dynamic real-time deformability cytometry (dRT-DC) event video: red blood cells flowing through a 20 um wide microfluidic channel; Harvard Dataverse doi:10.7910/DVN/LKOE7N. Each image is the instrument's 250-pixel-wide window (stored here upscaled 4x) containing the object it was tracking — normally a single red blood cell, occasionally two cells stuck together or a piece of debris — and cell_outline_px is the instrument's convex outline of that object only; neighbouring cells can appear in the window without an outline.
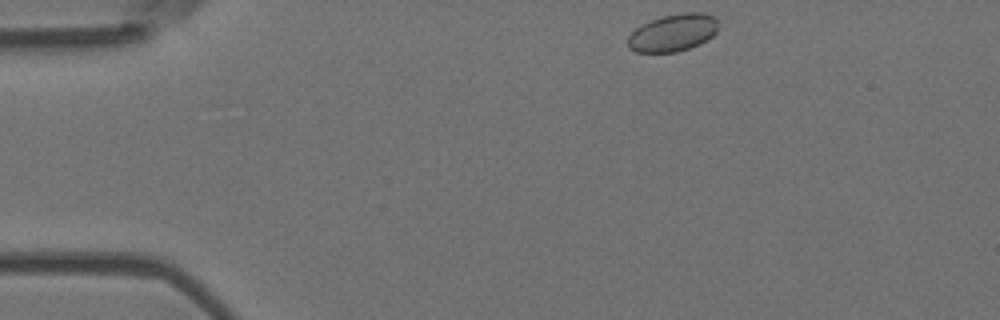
{"species": "Egyptian fruit bat (a non-hibernating species)", "species_latin": "Rousettus aegyptiacus", "temperature_condition": "room temperature", "stored_images_in_passage": 48, "camera_frame_rate_fps": 3000, "um_per_image_px": 0.085, "animal": {"sex": "female"}, "frame": {"image": 1, "passage_image": 1, "time_ms": 0.0, "image_size_px": [1000, 320], "cell_outline_px": [[716, 32], [712, 36], [700, 44], [676, 52], [636, 52], [628, 48], [628, 36], [636, 28], [652, 20], [664, 16], [684, 12], [700, 12], [712, 16], [716, 20]], "centroid_in_image_um": [57.18, 2.79], "position_along_channel_um": 27.8, "area_um2": 19.36}}
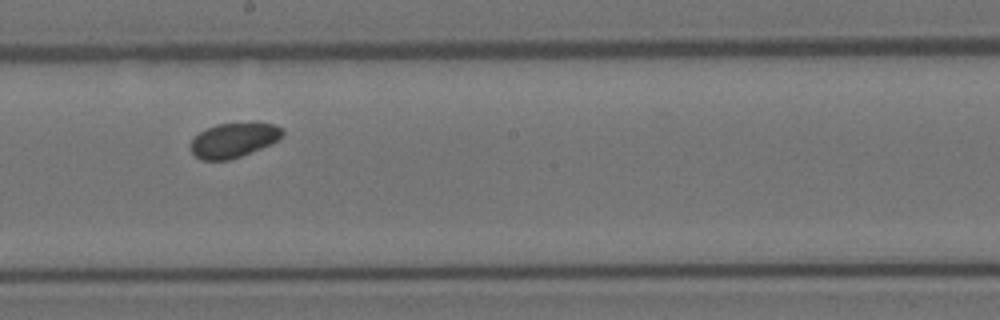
{"frame": {"image": 2, "passage_image": 23, "time_ms": 7.333, "image_size_px": [1000, 320], "cell_outline_px": [[284, 132], [276, 140], [260, 148], [240, 156], [228, 160], [200, 160], [188, 148], [192, 140], [200, 132], [216, 124], [252, 120], [256, 120], [276, 124], [284, 128]], "centroid_in_image_um": [19.87, 11.85], "position_along_channel_um": 228.3, "area_um2": 18.96}}
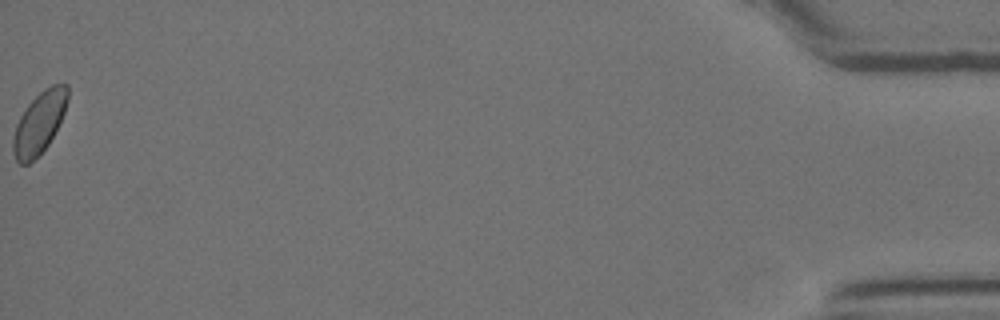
{"frame": {"image": 3, "passage_image": 48, "time_ms": 15.667, "image_size_px": [1000, 320], "cell_outline_px": [[68, 100], [64, 112], [48, 144], [28, 164], [20, 164], [16, 160], [12, 152], [12, 140], [16, 124], [20, 116], [28, 104], [44, 88], [52, 84], [68, 84]], "centroid_in_image_um": [3.32, 10.42], "position_along_channel_um": 431.9, "area_um2": 19.36}}